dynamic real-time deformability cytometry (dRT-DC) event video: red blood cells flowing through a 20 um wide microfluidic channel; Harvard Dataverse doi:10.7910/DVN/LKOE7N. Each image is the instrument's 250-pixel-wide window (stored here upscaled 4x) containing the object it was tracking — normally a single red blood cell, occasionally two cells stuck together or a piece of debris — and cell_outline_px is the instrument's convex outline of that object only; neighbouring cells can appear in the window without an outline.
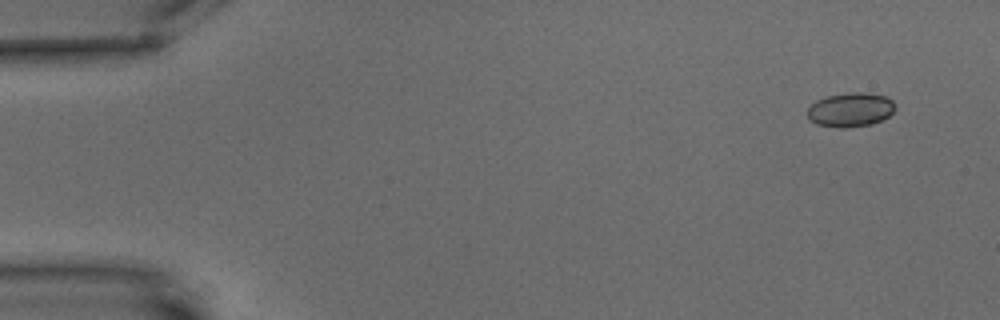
{"species": "common noctule bat (a hibernating species)", "species_latin": "Nyctalus noctula", "temperature_condition": "warm", "stored_images_in_passage": 33, "camera_frame_rate_fps": 3000, "um_per_image_px": 0.085, "animal": {"sex": "male", "body_mass_g": 15.6}, "frame": {"image": 1, "passage_image": 1, "time_ms": 0.0, "image_size_px": [1000, 320], "cell_outline_px": [[896, 108], [888, 116], [872, 124], [844, 128], [840, 128], [816, 124], [808, 120], [808, 108], [816, 100], [828, 96], [848, 92], [860, 92], [884, 96], [892, 100]], "centroid_in_image_um": [72.27, 9.33], "position_along_channel_um": 12.7, "area_um2": 17.4}}
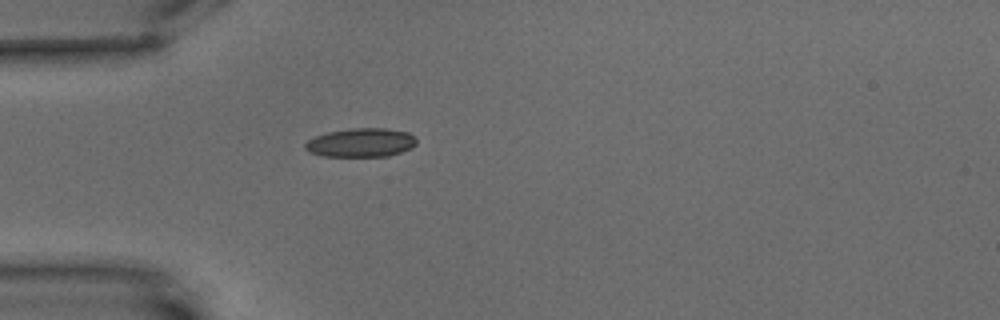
{"frame": {"image": 2, "passage_image": 15, "time_ms": 4.667, "image_size_px": [1000, 320], "cell_outline_px": [[416, 144], [412, 148], [388, 156], [324, 156], [308, 152], [304, 148], [304, 144], [308, 140], [316, 136], [328, 132], [352, 128], [384, 128], [408, 132], [416, 140]], "centroid_in_image_um": [30.66, 12.12], "position_along_channel_um": 54.3, "area_um2": 18.61}}
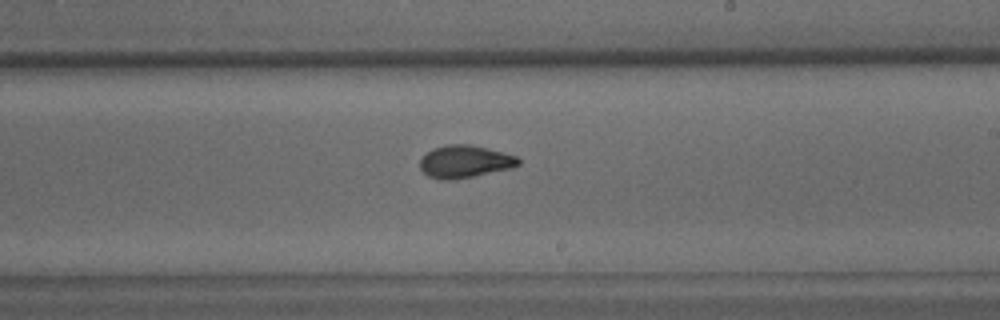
{"frame": {"image": 3, "passage_image": 33, "time_ms": 1677.333, "image_size_px": [1000, 320], "cell_outline_px": [[520, 164], [512, 168], [472, 176], [448, 180], [440, 180], [428, 176], [420, 168], [420, 160], [432, 148], [448, 144], [472, 144], [488, 148], [516, 156], [520, 160]], "centroid_in_image_um": [39.51, 13.72], "position_along_channel_um": 249.5, "area_um2": 18.55}}